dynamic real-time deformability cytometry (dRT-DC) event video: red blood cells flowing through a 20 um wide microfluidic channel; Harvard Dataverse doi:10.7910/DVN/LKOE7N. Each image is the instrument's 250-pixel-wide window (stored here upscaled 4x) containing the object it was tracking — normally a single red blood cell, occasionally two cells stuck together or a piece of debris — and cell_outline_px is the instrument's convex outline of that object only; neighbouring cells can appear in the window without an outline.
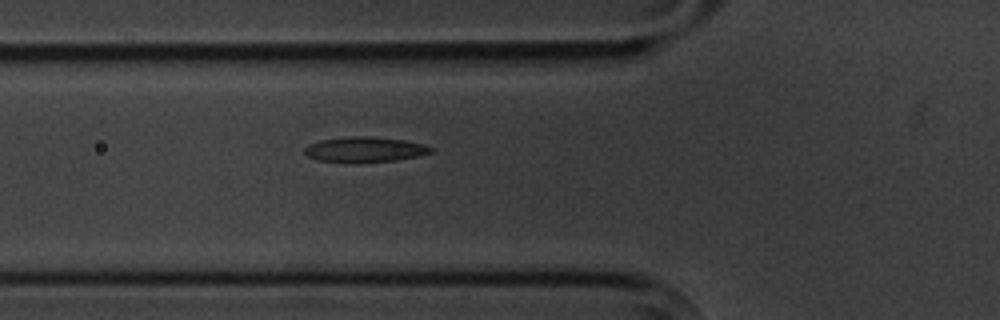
{"species": "common noctule bat (a hibernating species)", "species_latin": "Nyctalus noctula", "temperature_condition": "cold", "stored_images_in_passage": 3, "camera_frame_rate_fps": 3000, "um_per_image_px": 0.085, "animal": {"sex": "male", "body_mass_g": 20.1, "forearm_length_mm": 53.5}, "frame": {"image": 1, "passage_image": 3, "time_ms": 2.333, "image_size_px": [1000, 320], "cell_outline_px": [[432, 152], [416, 156], [396, 160], [316, 160], [308, 156], [304, 152], [304, 148], [308, 144], [320, 140], [352, 136], [364, 136], [404, 140], [420, 144], [432, 148]], "centroid_in_image_um": [30.96, 12.67], "position_along_channel_um": 94.8, "area_um2": 17.51}}